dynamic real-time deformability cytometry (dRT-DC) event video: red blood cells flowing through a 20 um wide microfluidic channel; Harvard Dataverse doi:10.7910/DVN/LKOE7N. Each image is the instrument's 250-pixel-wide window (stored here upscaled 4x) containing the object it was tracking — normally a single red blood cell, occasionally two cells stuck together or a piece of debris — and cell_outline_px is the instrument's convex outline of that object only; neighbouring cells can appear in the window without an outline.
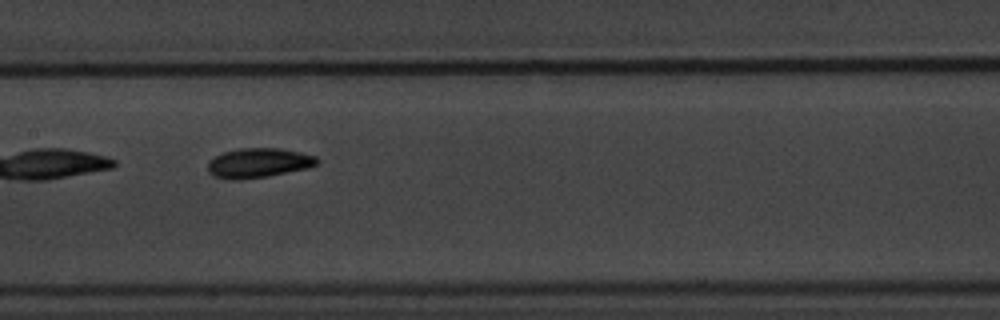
{"species": "common noctule bat (a hibernating species)", "species_latin": "Nyctalus noctula", "temperature_condition": "warm", "stored_images_in_passage": 9, "camera_frame_rate_fps": 3000, "um_per_image_px": 0.085, "animal": {"sex": "male", "body_mass_g": 20.1, "forearm_length_mm": 53.5}, "frame": {"image": 1, "passage_image": 6, "time_ms": 6.0, "image_size_px": [1000, 320], "cell_outline_px": [[320, 160], [316, 164], [308, 168], [268, 176], [236, 180], [232, 180], [212, 176], [208, 172], [208, 160], [224, 152], [240, 148], [280, 148], [300, 152], [316, 156]], "centroid_in_image_um": [21.96, 13.85], "position_along_channel_um": 185.4, "area_um2": 18.9}}